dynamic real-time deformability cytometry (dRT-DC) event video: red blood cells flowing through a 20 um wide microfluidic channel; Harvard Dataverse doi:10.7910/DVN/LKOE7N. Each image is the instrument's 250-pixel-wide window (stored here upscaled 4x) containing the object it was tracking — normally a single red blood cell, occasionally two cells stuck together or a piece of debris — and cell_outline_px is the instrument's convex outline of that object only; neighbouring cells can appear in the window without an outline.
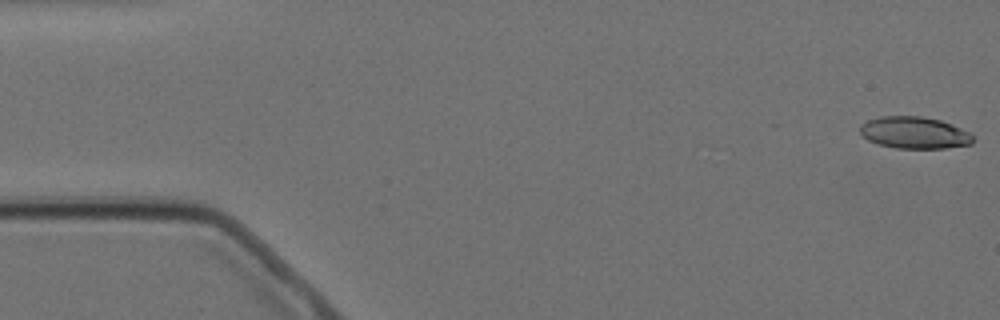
{"species": "Egyptian fruit bat (a non-hibernating species)", "species_latin": "Rousettus aegyptiacus", "temperature_condition": "cold", "stored_images_in_passage": 6, "segment_of_instrument_passage": [1, 2], "camera_frame_rate_fps": 3000, "um_per_image_px": 0.085, "animal": {"sex": "female"}, "frame": {"image": 1, "passage_image": 1, "time_ms": 0.0, "image_size_px": [1000, 320], "cell_outline_px": [[972, 144], [944, 148], [896, 148], [880, 144], [868, 140], [860, 132], [860, 124], [868, 120], [880, 116], [920, 116], [940, 120], [960, 128], [968, 132], [972, 136]], "centroid_in_image_um": [77.69, 11.27], "position_along_channel_um": 7.3, "area_um2": 20.75}}